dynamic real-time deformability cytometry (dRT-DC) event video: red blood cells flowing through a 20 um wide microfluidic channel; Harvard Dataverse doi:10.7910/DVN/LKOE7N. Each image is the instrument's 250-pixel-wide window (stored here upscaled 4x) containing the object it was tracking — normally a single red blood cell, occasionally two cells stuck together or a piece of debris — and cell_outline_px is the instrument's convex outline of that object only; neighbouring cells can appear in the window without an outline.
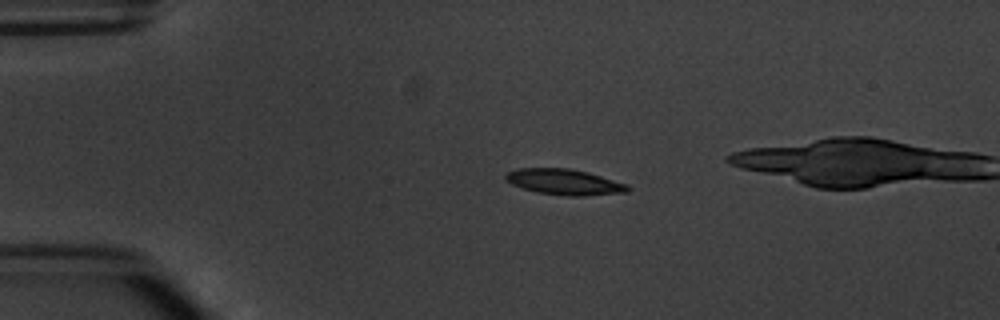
{"species": "common noctule bat (a hibernating species)", "species_latin": "Nyctalus noctula", "temperature_condition": "warm", "stored_images_in_passage": 6, "camera_frame_rate_fps": 3000, "um_per_image_px": 0.085, "animal": {"sex": "male", "body_mass_g": 20.1, "forearm_length_mm": 53.5}, "frame": {"image": 1, "passage_image": 4, "time_ms": 3.667, "image_size_px": [1000, 320], "cell_outline_px": [[632, 188], [628, 192], [584, 196], [568, 196], [536, 192], [512, 184], [504, 180], [504, 172], [516, 168], [572, 168], [588, 172], [628, 184]], "centroid_in_image_um": [47.96, 15.46], "position_along_channel_um": 37.0, "area_um2": 18.61}}